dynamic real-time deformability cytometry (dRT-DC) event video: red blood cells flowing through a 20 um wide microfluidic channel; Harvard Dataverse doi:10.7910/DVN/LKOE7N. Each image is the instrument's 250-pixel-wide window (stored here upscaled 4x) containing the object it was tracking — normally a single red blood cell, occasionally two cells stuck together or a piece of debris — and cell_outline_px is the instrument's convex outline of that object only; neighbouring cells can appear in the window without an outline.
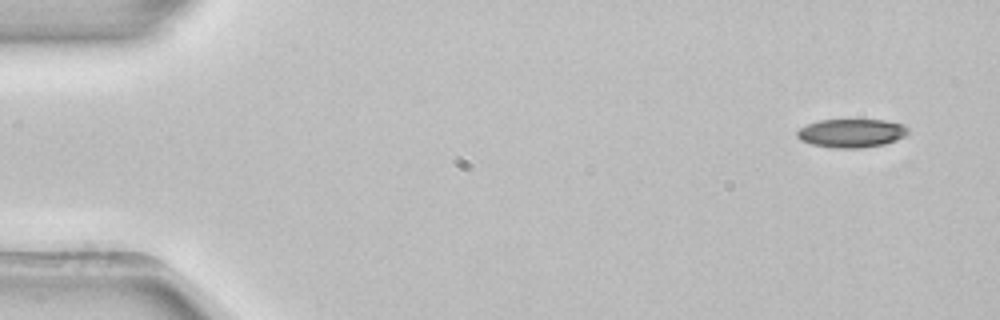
{"species": "common noctule bat (a hibernating species)", "species_latin": "Nyctalus noctula", "temperature_condition": "room temperature", "stored_images_in_passage": 4, "camera_frame_rate_fps": 3000, "um_per_image_px": 0.085, "animal": {"sex": "female", "body_mass_g": 22.7, "forearm_length_mm": 54.2}, "frame": {"image": 1, "passage_image": 1, "time_ms": 0.0, "image_size_px": [1000, 320], "cell_outline_px": [[908, 132], [904, 136], [896, 140], [884, 144], [860, 148], [836, 148], [812, 144], [800, 140], [796, 136], [796, 132], [800, 128], [808, 124], [820, 120], [884, 120], [904, 124], [908, 128]], "centroid_in_image_um": [72.37, 11.31], "position_along_channel_um": 12.6, "area_um2": 18.38}}
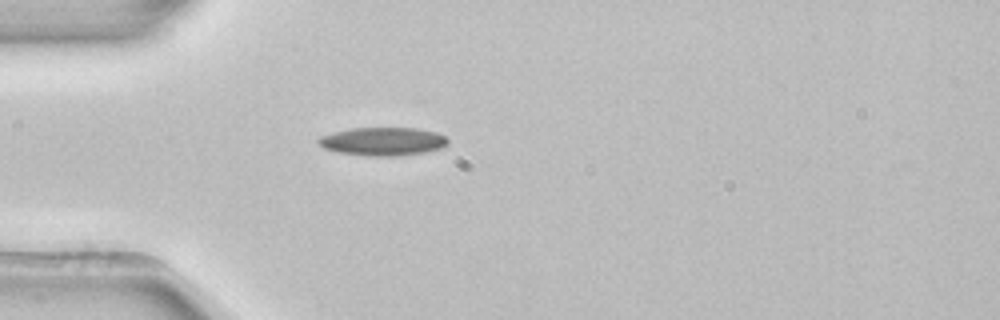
{"frame": {"image": 2, "passage_image": 4, "time_ms": 1.0, "image_size_px": [1000, 320], "cell_outline_px": [[448, 144], [444, 148], [424, 152], [400, 156], [372, 156], [336, 152], [324, 148], [316, 144], [316, 140], [320, 136], [352, 128], [416, 128], [436, 132], [444, 136], [448, 140]], "centroid_in_image_um": [32.54, 12.03], "position_along_channel_um": 52.5, "area_um2": 21.44}}